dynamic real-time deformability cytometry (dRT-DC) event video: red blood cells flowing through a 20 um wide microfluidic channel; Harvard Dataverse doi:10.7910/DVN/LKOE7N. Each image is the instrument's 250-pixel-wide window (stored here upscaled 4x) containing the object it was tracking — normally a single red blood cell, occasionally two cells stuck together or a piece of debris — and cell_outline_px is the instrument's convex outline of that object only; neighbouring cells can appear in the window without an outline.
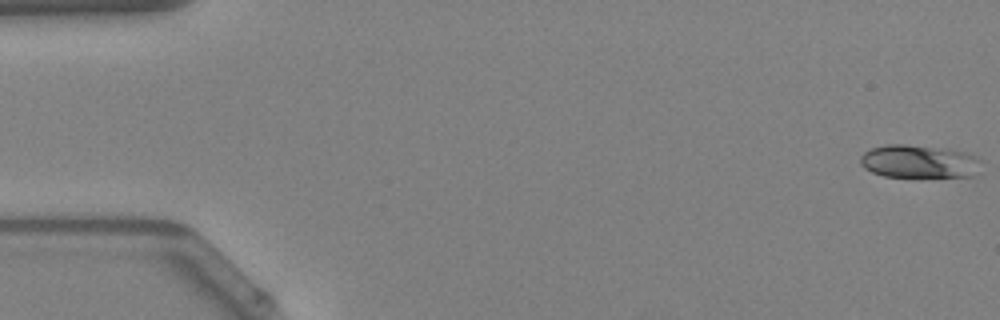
{"species": "Egyptian fruit bat (a non-hibernating species)", "species_latin": "Rousettus aegyptiacus", "temperature_condition": "warm", "stored_images_in_passage": 50, "camera_frame_rate_fps": 3000, "um_per_image_px": 0.085, "animal": {"sex": "female"}, "frame": {"image": 1, "passage_image": 1, "time_ms": 0.0, "image_size_px": [1000, 320], "cell_outline_px": [[980, 160], [972, 176], [884, 176], [872, 172], [864, 168], [860, 164], [860, 156], [864, 152], [872, 148], [888, 144], [904, 144], [948, 148], [964, 152], [976, 156]], "centroid_in_image_um": [78.05, 13.7], "position_along_channel_um": 6.9, "area_um2": 23.0}}
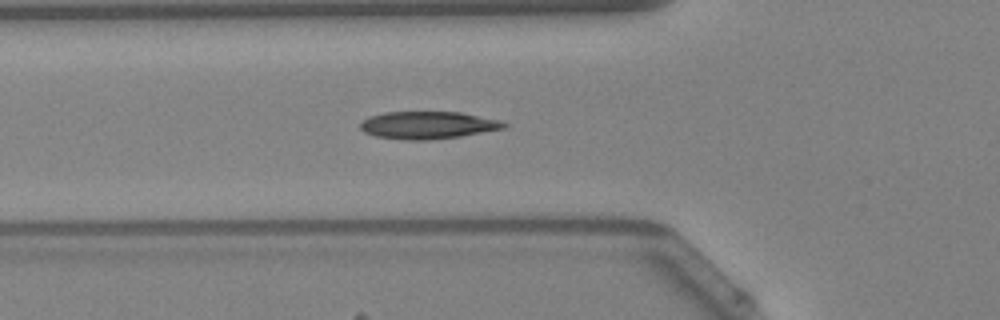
{"frame": {"image": 2, "passage_image": 18, "time_ms": 5.667, "image_size_px": [1000, 320], "cell_outline_px": [[508, 124], [504, 128], [460, 136], [428, 140], [408, 140], [376, 136], [364, 132], [360, 128], [360, 124], [364, 120], [372, 116], [384, 112], [460, 112], [500, 120]], "centroid_in_image_um": [36.37, 10.63], "position_along_channel_um": 89.4, "area_um2": 22.72}}
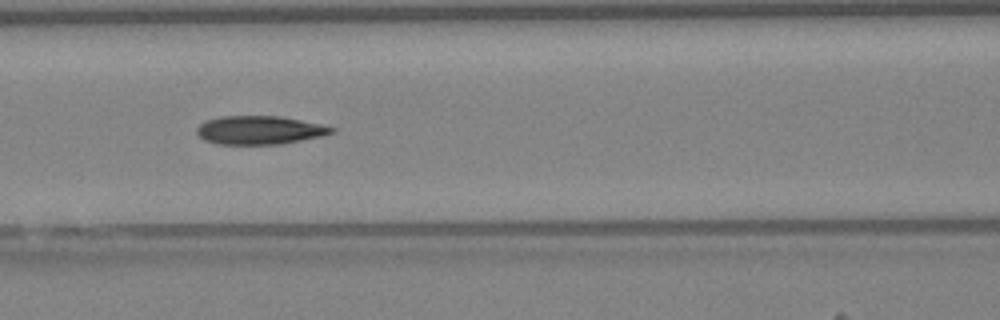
{"frame": {"image": 3, "passage_image": 22, "time_ms": 7.0, "image_size_px": [1000, 320], "cell_outline_px": [[336, 128], [332, 132], [320, 136], [280, 144], [216, 144], [204, 140], [196, 132], [196, 128], [204, 120], [220, 116], [280, 116], [320, 124]], "centroid_in_image_um": [21.99, 11.05], "position_along_channel_um": 144.6, "area_um2": 22.25}, "authors_computed_cell_mechanics": {"area_um2": 22.253, "velocity_mm_per_s": 4.115, "shape_relaxation_time_tau1_ms": 7.1149, "shape_relaxation_time_tau2_ms": null, "deformation_change_tau1": 0.1498, "deformation_change_tau2": null}}